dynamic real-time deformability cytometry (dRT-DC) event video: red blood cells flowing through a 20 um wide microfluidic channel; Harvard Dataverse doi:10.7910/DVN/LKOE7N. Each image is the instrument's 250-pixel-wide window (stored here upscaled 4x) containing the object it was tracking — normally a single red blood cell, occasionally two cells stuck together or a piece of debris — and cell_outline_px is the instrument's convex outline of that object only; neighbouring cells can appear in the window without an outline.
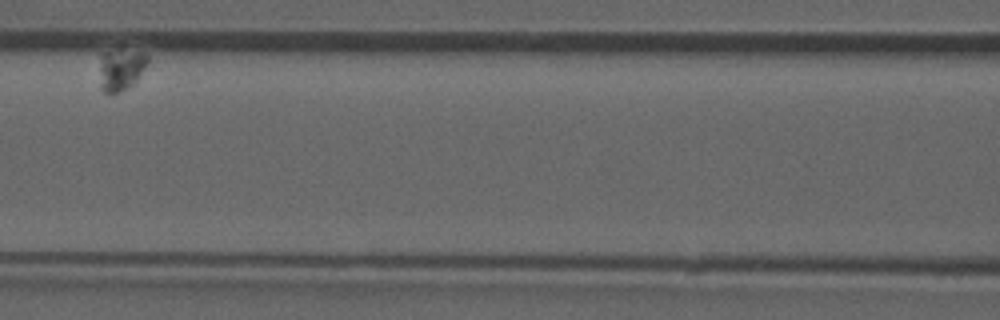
{"species": "common noctule bat (a hibernating species)", "species_latin": "Nyctalus noctula", "temperature_condition": "room temperature", "stored_images_in_passage": 9, "camera_frame_rate_fps": 3000, "um_per_image_px": 0.085, "animal": {"sex": "male", "forearm_length_mm": 52.5}, "frame": {"image": 1, "passage_image": 7, "time_ms": 7.0, "image_size_px": [1000, 320], "cell_outline_px": [[148, 60], [136, 80], [132, 84], [116, 92], [104, 92], [100, 88], [100, 56], [104, 52], [144, 52], [148, 56]], "centroid_in_image_um": [10.24, 5.91], "position_along_channel_um": 156.4, "area_um2": 11.04}}